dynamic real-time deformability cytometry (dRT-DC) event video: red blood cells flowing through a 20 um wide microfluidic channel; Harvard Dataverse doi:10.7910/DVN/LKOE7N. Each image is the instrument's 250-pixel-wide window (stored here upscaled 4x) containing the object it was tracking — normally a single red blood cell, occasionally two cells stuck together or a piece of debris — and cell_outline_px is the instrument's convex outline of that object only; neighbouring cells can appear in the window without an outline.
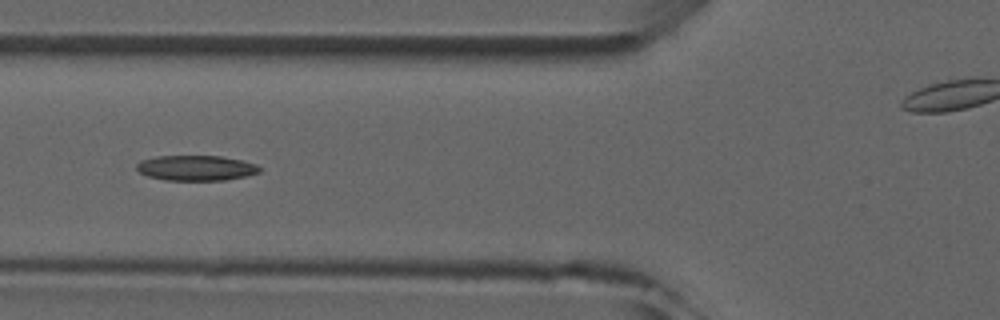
{"species": "common noctule bat (a hibernating species)", "species_latin": "Nyctalus noctula", "temperature_condition": "room temperature", "stored_images_in_passage": 5, "camera_frame_rate_fps": 3000, "um_per_image_px": 0.085, "animal": {"sex": "male", "forearm_length_mm": 52.5}, "frame": {"image": 1, "passage_image": 5, "time_ms": 5.333, "image_size_px": [1000, 320], "cell_outline_px": [[260, 172], [248, 176], [224, 180], [164, 180], [148, 176], [140, 172], [136, 168], [136, 164], [140, 160], [156, 156], [220, 156], [240, 160], [256, 164], [260, 168]], "centroid_in_image_um": [16.65, 14.28], "position_along_channel_um": 109.1, "area_um2": 18.09}}